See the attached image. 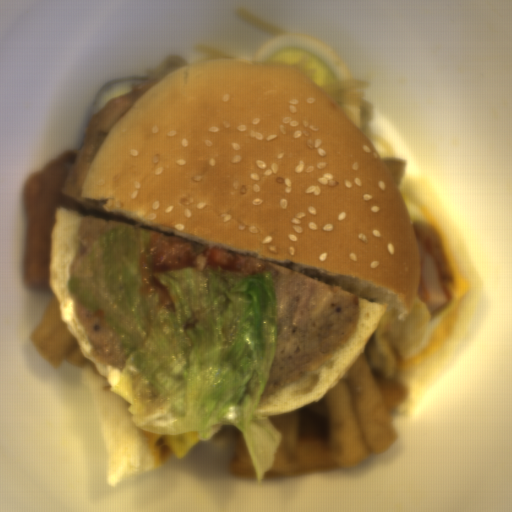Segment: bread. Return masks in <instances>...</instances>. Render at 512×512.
I'll use <instances>...</instances> for the list:
<instances>
[{"mask_svg":"<svg viewBox=\"0 0 512 512\" xmlns=\"http://www.w3.org/2000/svg\"><path fill=\"white\" fill-rule=\"evenodd\" d=\"M81 207L354 292L356 333L256 413L324 399L389 308L408 322L421 252L379 149L297 65L209 59L150 87L104 138Z\"/></svg>","mask_w":512,"mask_h":512,"instance_id":"8d2b1439","label":"bread"},{"mask_svg":"<svg viewBox=\"0 0 512 512\" xmlns=\"http://www.w3.org/2000/svg\"><path fill=\"white\" fill-rule=\"evenodd\" d=\"M397 186L404 200L416 207H425L443 229L467 285L452 330L434 354L419 365L397 367L399 360L410 356L430 319V312L418 295L407 321L398 320L397 309L389 307L367 341V353L374 367L385 376L393 377L406 390L405 401L397 405V409L403 415H410L440 371L472 337L486 299V290L476 259L442 201L424 179L410 176L401 179Z\"/></svg>","mask_w":512,"mask_h":512,"instance_id":"cb027b5d","label":"bread"},{"mask_svg":"<svg viewBox=\"0 0 512 512\" xmlns=\"http://www.w3.org/2000/svg\"><path fill=\"white\" fill-rule=\"evenodd\" d=\"M81 378L104 444L105 481L109 487L129 476L155 471L145 430L130 421V403L110 389L94 362L82 366Z\"/></svg>","mask_w":512,"mask_h":512,"instance_id":"b6be36c0","label":"bread"},{"mask_svg":"<svg viewBox=\"0 0 512 512\" xmlns=\"http://www.w3.org/2000/svg\"><path fill=\"white\" fill-rule=\"evenodd\" d=\"M83 215L72 208L55 206V220L49 233V288L54 293L59 307V317L67 330L76 339L82 358L93 362L96 374L106 378L111 390L122 370L105 365L90 356L92 345L77 318L76 302L66 288L71 277V265L78 248V232Z\"/></svg>","mask_w":512,"mask_h":512,"instance_id":"2504dc21","label":"bread"}]
</instances>
